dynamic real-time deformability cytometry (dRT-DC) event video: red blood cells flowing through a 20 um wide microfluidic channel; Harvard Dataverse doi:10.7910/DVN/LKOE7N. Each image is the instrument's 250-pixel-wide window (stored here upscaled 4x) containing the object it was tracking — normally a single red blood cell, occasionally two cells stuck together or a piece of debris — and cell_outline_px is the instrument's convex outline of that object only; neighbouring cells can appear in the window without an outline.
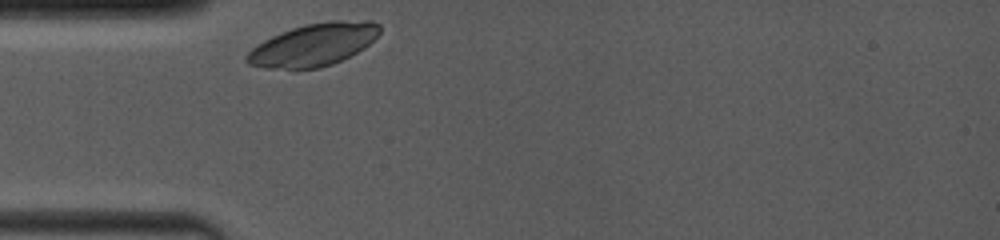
{"species": "common noctule bat (a hibernating species)", "species_latin": "Nyctalus noctula", "temperature_condition": "room temperature", "stored_images_in_passage": 20, "camera_frame_rate_fps": 4000, "um_per_image_px": 0.085, "animal": {"sex": "female", "body_mass_g": 19.0, "forearm_length_mm": 53.3}, "frame": {"image": 1, "passage_image": 1, "time_ms": 0.0, "image_size_px": [1000, 240], "cell_outline_px": [[380, 32], [364, 48], [332, 64], [320, 68], [264, 68], [248, 64], [244, 60], [244, 56], [256, 44], [272, 36], [292, 28], [304, 24], [332, 20], [372, 20], [380, 24]], "centroid_in_image_um": [26.63, 3.78], "position_along_channel_um": 58.4, "area_um2": 32.89}}
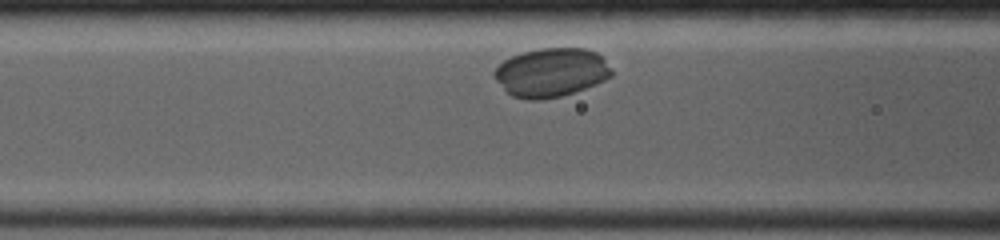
{"frame": {"image": 2, "passage_image": 9, "time_ms": 1.75, "image_size_px": [1000, 240], "cell_outline_px": [[612, 76], [596, 84], [560, 96], [540, 100], [528, 100], [512, 96], [492, 76], [492, 72], [504, 60], [512, 56], [524, 52], [540, 48], [584, 48], [596, 52], [612, 68]], "centroid_in_image_um": [46.84, 6.16], "position_along_channel_um": 119.8, "area_um2": 33.18}}